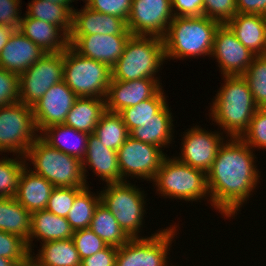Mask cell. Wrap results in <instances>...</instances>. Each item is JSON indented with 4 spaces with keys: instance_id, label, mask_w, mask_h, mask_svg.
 I'll use <instances>...</instances> for the list:
<instances>
[{
    "instance_id": "f907efd6",
    "label": "cell",
    "mask_w": 266,
    "mask_h": 266,
    "mask_svg": "<svg viewBox=\"0 0 266 266\" xmlns=\"http://www.w3.org/2000/svg\"><path fill=\"white\" fill-rule=\"evenodd\" d=\"M15 266H41L39 262L30 253L24 260L16 263Z\"/></svg>"
},
{
    "instance_id": "3957f363",
    "label": "cell",
    "mask_w": 266,
    "mask_h": 266,
    "mask_svg": "<svg viewBox=\"0 0 266 266\" xmlns=\"http://www.w3.org/2000/svg\"><path fill=\"white\" fill-rule=\"evenodd\" d=\"M220 25V22L204 15L174 16L163 38L165 59L183 60L189 57H209L215 33Z\"/></svg>"
},
{
    "instance_id": "60d3db41",
    "label": "cell",
    "mask_w": 266,
    "mask_h": 266,
    "mask_svg": "<svg viewBox=\"0 0 266 266\" xmlns=\"http://www.w3.org/2000/svg\"><path fill=\"white\" fill-rule=\"evenodd\" d=\"M72 240L81 260L108 246L89 228L74 231Z\"/></svg>"
},
{
    "instance_id": "4316f807",
    "label": "cell",
    "mask_w": 266,
    "mask_h": 266,
    "mask_svg": "<svg viewBox=\"0 0 266 266\" xmlns=\"http://www.w3.org/2000/svg\"><path fill=\"white\" fill-rule=\"evenodd\" d=\"M169 105L166 104L153 119L149 120L144 126L136 127L130 132V136L141 142L153 144L164 148L169 146L174 139L172 133L173 117Z\"/></svg>"
},
{
    "instance_id": "b9f144b4",
    "label": "cell",
    "mask_w": 266,
    "mask_h": 266,
    "mask_svg": "<svg viewBox=\"0 0 266 266\" xmlns=\"http://www.w3.org/2000/svg\"><path fill=\"white\" fill-rule=\"evenodd\" d=\"M238 13L236 0H204L203 15L226 24Z\"/></svg>"
},
{
    "instance_id": "6da1fadb",
    "label": "cell",
    "mask_w": 266,
    "mask_h": 266,
    "mask_svg": "<svg viewBox=\"0 0 266 266\" xmlns=\"http://www.w3.org/2000/svg\"><path fill=\"white\" fill-rule=\"evenodd\" d=\"M229 142H228V141ZM220 145L207 172L209 202L221 215L235 217L260 182L256 156L241 138L227 139ZM252 149V150H251Z\"/></svg>"
},
{
    "instance_id": "83f0119b",
    "label": "cell",
    "mask_w": 266,
    "mask_h": 266,
    "mask_svg": "<svg viewBox=\"0 0 266 266\" xmlns=\"http://www.w3.org/2000/svg\"><path fill=\"white\" fill-rule=\"evenodd\" d=\"M105 111V99L78 97L67 114L64 125L93 134L100 117Z\"/></svg>"
},
{
    "instance_id": "e575fe53",
    "label": "cell",
    "mask_w": 266,
    "mask_h": 266,
    "mask_svg": "<svg viewBox=\"0 0 266 266\" xmlns=\"http://www.w3.org/2000/svg\"><path fill=\"white\" fill-rule=\"evenodd\" d=\"M90 190L87 185L76 195L66 217L73 231L89 228L95 208L101 201L100 193L96 195Z\"/></svg>"
},
{
    "instance_id": "7dc6e473",
    "label": "cell",
    "mask_w": 266,
    "mask_h": 266,
    "mask_svg": "<svg viewBox=\"0 0 266 266\" xmlns=\"http://www.w3.org/2000/svg\"><path fill=\"white\" fill-rule=\"evenodd\" d=\"M204 0H172V12L177 17L203 15Z\"/></svg>"
},
{
    "instance_id": "ba28073f",
    "label": "cell",
    "mask_w": 266,
    "mask_h": 266,
    "mask_svg": "<svg viewBox=\"0 0 266 266\" xmlns=\"http://www.w3.org/2000/svg\"><path fill=\"white\" fill-rule=\"evenodd\" d=\"M106 186L100 191L101 202L113 214L130 239L145 238L138 234L143 227V216L147 209L145 192L129 181L107 183Z\"/></svg>"
},
{
    "instance_id": "9a60e30c",
    "label": "cell",
    "mask_w": 266,
    "mask_h": 266,
    "mask_svg": "<svg viewBox=\"0 0 266 266\" xmlns=\"http://www.w3.org/2000/svg\"><path fill=\"white\" fill-rule=\"evenodd\" d=\"M255 56L226 24L219 26L210 57H215L223 76L243 75Z\"/></svg>"
},
{
    "instance_id": "ab89813d",
    "label": "cell",
    "mask_w": 266,
    "mask_h": 266,
    "mask_svg": "<svg viewBox=\"0 0 266 266\" xmlns=\"http://www.w3.org/2000/svg\"><path fill=\"white\" fill-rule=\"evenodd\" d=\"M29 254L30 251L24 239L15 234L0 230V257L19 263Z\"/></svg>"
},
{
    "instance_id": "d6986e66",
    "label": "cell",
    "mask_w": 266,
    "mask_h": 266,
    "mask_svg": "<svg viewBox=\"0 0 266 266\" xmlns=\"http://www.w3.org/2000/svg\"><path fill=\"white\" fill-rule=\"evenodd\" d=\"M46 53L24 36L14 30L0 53V67L20 76Z\"/></svg>"
},
{
    "instance_id": "db71d44e",
    "label": "cell",
    "mask_w": 266,
    "mask_h": 266,
    "mask_svg": "<svg viewBox=\"0 0 266 266\" xmlns=\"http://www.w3.org/2000/svg\"><path fill=\"white\" fill-rule=\"evenodd\" d=\"M75 0H71V2H74ZM83 1V0H82ZM85 5L89 2V0H84Z\"/></svg>"
},
{
    "instance_id": "f546056e",
    "label": "cell",
    "mask_w": 266,
    "mask_h": 266,
    "mask_svg": "<svg viewBox=\"0 0 266 266\" xmlns=\"http://www.w3.org/2000/svg\"><path fill=\"white\" fill-rule=\"evenodd\" d=\"M41 249L33 256L41 266H80L81 259L72 238L41 243Z\"/></svg>"
},
{
    "instance_id": "8992f818",
    "label": "cell",
    "mask_w": 266,
    "mask_h": 266,
    "mask_svg": "<svg viewBox=\"0 0 266 266\" xmlns=\"http://www.w3.org/2000/svg\"><path fill=\"white\" fill-rule=\"evenodd\" d=\"M63 81L77 97L106 98L112 80L111 67L81 56L70 45L63 51Z\"/></svg>"
},
{
    "instance_id": "74e56055",
    "label": "cell",
    "mask_w": 266,
    "mask_h": 266,
    "mask_svg": "<svg viewBox=\"0 0 266 266\" xmlns=\"http://www.w3.org/2000/svg\"><path fill=\"white\" fill-rule=\"evenodd\" d=\"M83 188L77 187H55L49 197L46 209L48 212L54 213L60 217H67L76 195Z\"/></svg>"
},
{
    "instance_id": "484cf974",
    "label": "cell",
    "mask_w": 266,
    "mask_h": 266,
    "mask_svg": "<svg viewBox=\"0 0 266 266\" xmlns=\"http://www.w3.org/2000/svg\"><path fill=\"white\" fill-rule=\"evenodd\" d=\"M73 230L65 217H60L47 210H40L31 214V229L28 249L32 253L33 239L41 240L40 243L54 240L70 239L73 236Z\"/></svg>"
},
{
    "instance_id": "8d00e7d4",
    "label": "cell",
    "mask_w": 266,
    "mask_h": 266,
    "mask_svg": "<svg viewBox=\"0 0 266 266\" xmlns=\"http://www.w3.org/2000/svg\"><path fill=\"white\" fill-rule=\"evenodd\" d=\"M25 163V157L20 155H16L15 159H0V198L16 196L20 174L27 165Z\"/></svg>"
},
{
    "instance_id": "52a82bcc",
    "label": "cell",
    "mask_w": 266,
    "mask_h": 266,
    "mask_svg": "<svg viewBox=\"0 0 266 266\" xmlns=\"http://www.w3.org/2000/svg\"><path fill=\"white\" fill-rule=\"evenodd\" d=\"M153 182L158 194L166 198L193 202L209 197L207 173L180 162L174 156L163 159Z\"/></svg>"
},
{
    "instance_id": "f6af8a7d",
    "label": "cell",
    "mask_w": 266,
    "mask_h": 266,
    "mask_svg": "<svg viewBox=\"0 0 266 266\" xmlns=\"http://www.w3.org/2000/svg\"><path fill=\"white\" fill-rule=\"evenodd\" d=\"M21 0H0V25L13 30H19L22 19ZM20 8V9H19Z\"/></svg>"
},
{
    "instance_id": "30bf717a",
    "label": "cell",
    "mask_w": 266,
    "mask_h": 266,
    "mask_svg": "<svg viewBox=\"0 0 266 266\" xmlns=\"http://www.w3.org/2000/svg\"><path fill=\"white\" fill-rule=\"evenodd\" d=\"M177 226L158 230L147 238L130 239L118 248L115 266H168L167 254L173 238L178 234Z\"/></svg>"
},
{
    "instance_id": "ee69618b",
    "label": "cell",
    "mask_w": 266,
    "mask_h": 266,
    "mask_svg": "<svg viewBox=\"0 0 266 266\" xmlns=\"http://www.w3.org/2000/svg\"><path fill=\"white\" fill-rule=\"evenodd\" d=\"M19 102V76L0 67V107Z\"/></svg>"
},
{
    "instance_id": "d6a6232c",
    "label": "cell",
    "mask_w": 266,
    "mask_h": 266,
    "mask_svg": "<svg viewBox=\"0 0 266 266\" xmlns=\"http://www.w3.org/2000/svg\"><path fill=\"white\" fill-rule=\"evenodd\" d=\"M105 147L117 151L130 136L119 113L105 111L93 133Z\"/></svg>"
},
{
    "instance_id": "4fadbf2b",
    "label": "cell",
    "mask_w": 266,
    "mask_h": 266,
    "mask_svg": "<svg viewBox=\"0 0 266 266\" xmlns=\"http://www.w3.org/2000/svg\"><path fill=\"white\" fill-rule=\"evenodd\" d=\"M173 18L172 0H132L126 25L132 35L163 39Z\"/></svg>"
},
{
    "instance_id": "c3c4849f",
    "label": "cell",
    "mask_w": 266,
    "mask_h": 266,
    "mask_svg": "<svg viewBox=\"0 0 266 266\" xmlns=\"http://www.w3.org/2000/svg\"><path fill=\"white\" fill-rule=\"evenodd\" d=\"M238 13L266 16V0H236Z\"/></svg>"
},
{
    "instance_id": "e0dca14e",
    "label": "cell",
    "mask_w": 266,
    "mask_h": 266,
    "mask_svg": "<svg viewBox=\"0 0 266 266\" xmlns=\"http://www.w3.org/2000/svg\"><path fill=\"white\" fill-rule=\"evenodd\" d=\"M132 35H69V45L81 56L112 67L121 57Z\"/></svg>"
},
{
    "instance_id": "2e32d148",
    "label": "cell",
    "mask_w": 266,
    "mask_h": 266,
    "mask_svg": "<svg viewBox=\"0 0 266 266\" xmlns=\"http://www.w3.org/2000/svg\"><path fill=\"white\" fill-rule=\"evenodd\" d=\"M78 97L62 80L52 85L32 106L37 131L56 124H64L66 116Z\"/></svg>"
},
{
    "instance_id": "836d02e7",
    "label": "cell",
    "mask_w": 266,
    "mask_h": 266,
    "mask_svg": "<svg viewBox=\"0 0 266 266\" xmlns=\"http://www.w3.org/2000/svg\"><path fill=\"white\" fill-rule=\"evenodd\" d=\"M163 87L150 99H146L133 107L119 112L129 133L136 127L144 126L167 104Z\"/></svg>"
},
{
    "instance_id": "1f68e13d",
    "label": "cell",
    "mask_w": 266,
    "mask_h": 266,
    "mask_svg": "<svg viewBox=\"0 0 266 266\" xmlns=\"http://www.w3.org/2000/svg\"><path fill=\"white\" fill-rule=\"evenodd\" d=\"M28 17L37 18L58 26L68 37L72 30L73 10L68 5L46 0H32L28 3Z\"/></svg>"
},
{
    "instance_id": "d590c367",
    "label": "cell",
    "mask_w": 266,
    "mask_h": 266,
    "mask_svg": "<svg viewBox=\"0 0 266 266\" xmlns=\"http://www.w3.org/2000/svg\"><path fill=\"white\" fill-rule=\"evenodd\" d=\"M242 76L258 108H266V55L255 56Z\"/></svg>"
},
{
    "instance_id": "ffe728a7",
    "label": "cell",
    "mask_w": 266,
    "mask_h": 266,
    "mask_svg": "<svg viewBox=\"0 0 266 266\" xmlns=\"http://www.w3.org/2000/svg\"><path fill=\"white\" fill-rule=\"evenodd\" d=\"M83 7L73 10L70 35H132L122 18L94 11L86 5Z\"/></svg>"
},
{
    "instance_id": "7bdbcfd3",
    "label": "cell",
    "mask_w": 266,
    "mask_h": 266,
    "mask_svg": "<svg viewBox=\"0 0 266 266\" xmlns=\"http://www.w3.org/2000/svg\"><path fill=\"white\" fill-rule=\"evenodd\" d=\"M86 6L103 14L117 16L126 22L131 11L132 0H89Z\"/></svg>"
},
{
    "instance_id": "f35d334b",
    "label": "cell",
    "mask_w": 266,
    "mask_h": 266,
    "mask_svg": "<svg viewBox=\"0 0 266 266\" xmlns=\"http://www.w3.org/2000/svg\"><path fill=\"white\" fill-rule=\"evenodd\" d=\"M241 139L251 148L266 149V108H258Z\"/></svg>"
},
{
    "instance_id": "7c38bea8",
    "label": "cell",
    "mask_w": 266,
    "mask_h": 266,
    "mask_svg": "<svg viewBox=\"0 0 266 266\" xmlns=\"http://www.w3.org/2000/svg\"><path fill=\"white\" fill-rule=\"evenodd\" d=\"M162 150L153 144L141 142L129 136L117 150L122 182L127 181L129 176L153 181L163 159L167 156Z\"/></svg>"
},
{
    "instance_id": "bcb514c9",
    "label": "cell",
    "mask_w": 266,
    "mask_h": 266,
    "mask_svg": "<svg viewBox=\"0 0 266 266\" xmlns=\"http://www.w3.org/2000/svg\"><path fill=\"white\" fill-rule=\"evenodd\" d=\"M118 247L108 245L97 253L81 260L80 266H115Z\"/></svg>"
},
{
    "instance_id": "9c48e42d",
    "label": "cell",
    "mask_w": 266,
    "mask_h": 266,
    "mask_svg": "<svg viewBox=\"0 0 266 266\" xmlns=\"http://www.w3.org/2000/svg\"><path fill=\"white\" fill-rule=\"evenodd\" d=\"M36 132L32 107L21 102L0 107V152L25 157Z\"/></svg>"
},
{
    "instance_id": "7402d4cb",
    "label": "cell",
    "mask_w": 266,
    "mask_h": 266,
    "mask_svg": "<svg viewBox=\"0 0 266 266\" xmlns=\"http://www.w3.org/2000/svg\"><path fill=\"white\" fill-rule=\"evenodd\" d=\"M19 31L45 53L63 52L69 46V37L58 26L26 14L20 21Z\"/></svg>"
},
{
    "instance_id": "4dcf8cb0",
    "label": "cell",
    "mask_w": 266,
    "mask_h": 266,
    "mask_svg": "<svg viewBox=\"0 0 266 266\" xmlns=\"http://www.w3.org/2000/svg\"><path fill=\"white\" fill-rule=\"evenodd\" d=\"M89 229L107 245L114 247L119 248L130 240L118 224L116 218L101 201L95 208Z\"/></svg>"
},
{
    "instance_id": "ac0fdd59",
    "label": "cell",
    "mask_w": 266,
    "mask_h": 266,
    "mask_svg": "<svg viewBox=\"0 0 266 266\" xmlns=\"http://www.w3.org/2000/svg\"><path fill=\"white\" fill-rule=\"evenodd\" d=\"M161 88L155 79L150 78L130 81L111 80L105 98L106 110L119 113L127 107H133L152 98Z\"/></svg>"
},
{
    "instance_id": "277c9868",
    "label": "cell",
    "mask_w": 266,
    "mask_h": 266,
    "mask_svg": "<svg viewBox=\"0 0 266 266\" xmlns=\"http://www.w3.org/2000/svg\"><path fill=\"white\" fill-rule=\"evenodd\" d=\"M165 60L162 38L132 35L121 57L111 67L112 80L130 81L150 78L162 85L156 74Z\"/></svg>"
},
{
    "instance_id": "f5cc1de1",
    "label": "cell",
    "mask_w": 266,
    "mask_h": 266,
    "mask_svg": "<svg viewBox=\"0 0 266 266\" xmlns=\"http://www.w3.org/2000/svg\"><path fill=\"white\" fill-rule=\"evenodd\" d=\"M46 1L56 3V4H61V5H68L72 10H74L72 6L70 5L72 3L71 0H46Z\"/></svg>"
},
{
    "instance_id": "44dd1931",
    "label": "cell",
    "mask_w": 266,
    "mask_h": 266,
    "mask_svg": "<svg viewBox=\"0 0 266 266\" xmlns=\"http://www.w3.org/2000/svg\"><path fill=\"white\" fill-rule=\"evenodd\" d=\"M87 166L91 167L92 172L106 184L122 182L117 151L105 147L94 134H89L86 154L82 160L85 181H87L86 177L88 176L86 175Z\"/></svg>"
},
{
    "instance_id": "f1b7e54d",
    "label": "cell",
    "mask_w": 266,
    "mask_h": 266,
    "mask_svg": "<svg viewBox=\"0 0 266 266\" xmlns=\"http://www.w3.org/2000/svg\"><path fill=\"white\" fill-rule=\"evenodd\" d=\"M30 229L31 213L15 197L0 198V230L28 242Z\"/></svg>"
},
{
    "instance_id": "7a4b0ae2",
    "label": "cell",
    "mask_w": 266,
    "mask_h": 266,
    "mask_svg": "<svg viewBox=\"0 0 266 266\" xmlns=\"http://www.w3.org/2000/svg\"><path fill=\"white\" fill-rule=\"evenodd\" d=\"M224 84L210 105L209 116L226 136L241 138L258 109L246 79L242 75L223 76Z\"/></svg>"
},
{
    "instance_id": "603a6c76",
    "label": "cell",
    "mask_w": 266,
    "mask_h": 266,
    "mask_svg": "<svg viewBox=\"0 0 266 266\" xmlns=\"http://www.w3.org/2000/svg\"><path fill=\"white\" fill-rule=\"evenodd\" d=\"M226 25L253 54L266 55V16L237 13Z\"/></svg>"
},
{
    "instance_id": "d4e9b609",
    "label": "cell",
    "mask_w": 266,
    "mask_h": 266,
    "mask_svg": "<svg viewBox=\"0 0 266 266\" xmlns=\"http://www.w3.org/2000/svg\"><path fill=\"white\" fill-rule=\"evenodd\" d=\"M39 133V137L49 146L80 161L85 157L88 146V133L78 131L64 124L51 125Z\"/></svg>"
},
{
    "instance_id": "681fc988",
    "label": "cell",
    "mask_w": 266,
    "mask_h": 266,
    "mask_svg": "<svg viewBox=\"0 0 266 266\" xmlns=\"http://www.w3.org/2000/svg\"><path fill=\"white\" fill-rule=\"evenodd\" d=\"M13 29L0 25V53L13 33Z\"/></svg>"
},
{
    "instance_id": "5bb4252c",
    "label": "cell",
    "mask_w": 266,
    "mask_h": 266,
    "mask_svg": "<svg viewBox=\"0 0 266 266\" xmlns=\"http://www.w3.org/2000/svg\"><path fill=\"white\" fill-rule=\"evenodd\" d=\"M222 133L220 131L209 132L202 129L201 126L195 125L184 132L181 142L182 149L179 153L181 155L175 158L207 173L212 167L220 145L224 142L225 138H223Z\"/></svg>"
},
{
    "instance_id": "816d5d0a",
    "label": "cell",
    "mask_w": 266,
    "mask_h": 266,
    "mask_svg": "<svg viewBox=\"0 0 266 266\" xmlns=\"http://www.w3.org/2000/svg\"><path fill=\"white\" fill-rule=\"evenodd\" d=\"M15 264L13 260L0 257V266H15Z\"/></svg>"
},
{
    "instance_id": "cb8c5ba5",
    "label": "cell",
    "mask_w": 266,
    "mask_h": 266,
    "mask_svg": "<svg viewBox=\"0 0 266 266\" xmlns=\"http://www.w3.org/2000/svg\"><path fill=\"white\" fill-rule=\"evenodd\" d=\"M25 166L20 174L15 199L31 214L45 210L54 185ZM29 169V170H28Z\"/></svg>"
},
{
    "instance_id": "5b68a950",
    "label": "cell",
    "mask_w": 266,
    "mask_h": 266,
    "mask_svg": "<svg viewBox=\"0 0 266 266\" xmlns=\"http://www.w3.org/2000/svg\"><path fill=\"white\" fill-rule=\"evenodd\" d=\"M25 160L33 164V172L38 174L54 187L84 188L82 161L49 146L39 136L29 147Z\"/></svg>"
},
{
    "instance_id": "8fae6325",
    "label": "cell",
    "mask_w": 266,
    "mask_h": 266,
    "mask_svg": "<svg viewBox=\"0 0 266 266\" xmlns=\"http://www.w3.org/2000/svg\"><path fill=\"white\" fill-rule=\"evenodd\" d=\"M63 52L46 53L19 76V102L32 107L63 80Z\"/></svg>"
}]
</instances>
